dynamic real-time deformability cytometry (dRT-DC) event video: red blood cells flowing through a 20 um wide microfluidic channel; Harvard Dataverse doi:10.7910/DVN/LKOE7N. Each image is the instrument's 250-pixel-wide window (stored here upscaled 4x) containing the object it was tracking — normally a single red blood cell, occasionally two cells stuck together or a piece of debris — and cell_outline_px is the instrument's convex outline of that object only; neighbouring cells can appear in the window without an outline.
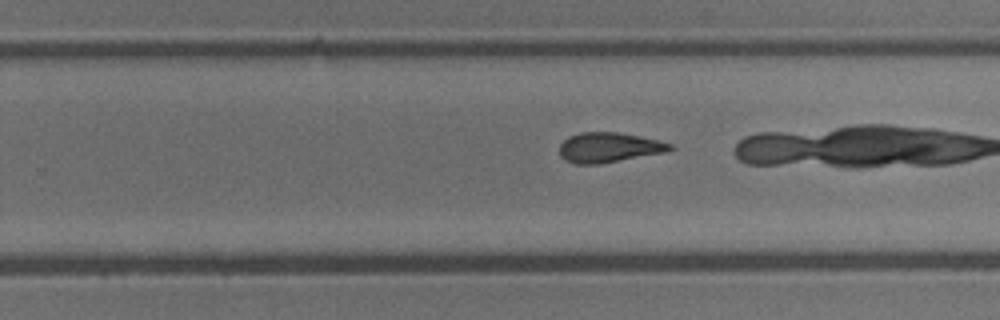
{"species": "common noctule bat (a hibernating species)", "species_latin": "Nyctalus noctula", "temperature_condition": "cold", "stored_images_in_passage": 39, "camera_frame_rate_fps": 3000, "um_per_image_px": 0.085, "animal": {"sex": "male", "body_mass_g": 13.3}, "frame": {"image": 1, "passage_image": 31, "time_ms": 10.0, "image_size_px": [1000, 320], "cell_outline_px": [[676, 148], [664, 152], [600, 164], [576, 164], [564, 160], [560, 156], [560, 144], [568, 136], [580, 132], [616, 132], [640, 136], [672, 144]], "centroid_in_image_um": [51.72, 12.53], "position_along_channel_um": 278.1, "area_um2": 19.25}}